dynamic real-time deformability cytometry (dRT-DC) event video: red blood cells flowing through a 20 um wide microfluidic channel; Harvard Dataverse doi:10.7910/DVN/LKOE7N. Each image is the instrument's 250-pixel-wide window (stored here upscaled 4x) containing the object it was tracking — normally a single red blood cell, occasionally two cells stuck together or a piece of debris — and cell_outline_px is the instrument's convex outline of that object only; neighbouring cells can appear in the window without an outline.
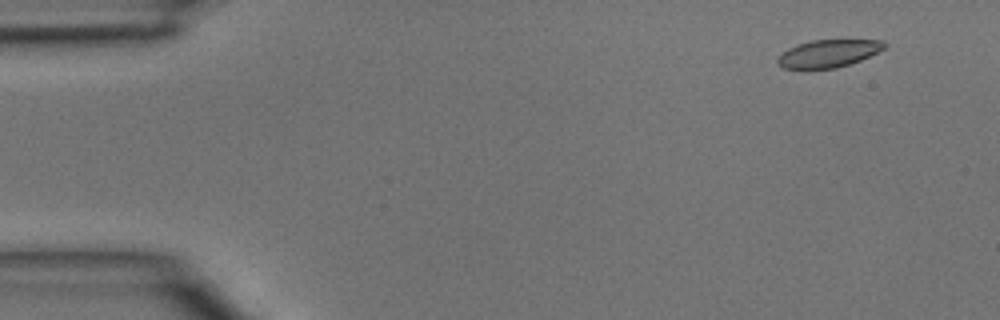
{"species": "common noctule bat (a hibernating species)", "species_latin": "Nyctalus noctula", "temperature_condition": "room temperature", "stored_images_in_passage": 45, "camera_frame_rate_fps": 3000, "um_per_image_px": 0.085, "animal": {"sex": "male", "body_mass_g": 15.6}, "frame": {"image": 1, "passage_image": 4, "time_ms": 1.0, "image_size_px": [1000, 320], "cell_outline_px": [[888, 44], [884, 48], [860, 60], [836, 68], [808, 72], [804, 72], [784, 68], [776, 64], [776, 60], [788, 48], [796, 44], [812, 40], [884, 40]], "centroid_in_image_um": [70.32, 4.59], "position_along_channel_um": 14.7, "area_um2": 17.74}}
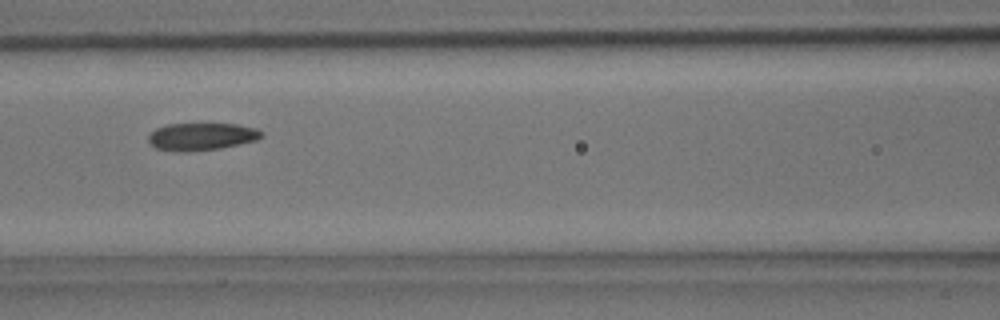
{"frame": {"image": 2, "passage_image": 20, "time_ms": 6.333, "image_size_px": [1000, 320], "cell_outline_px": [[264, 136], [256, 140], [240, 144], [220, 148], [188, 152], [176, 152], [156, 148], [148, 140], [148, 136], [156, 128], [168, 124], [236, 124], [256, 128], [264, 132]], "centroid_in_image_um": [17.15, 11.61], "position_along_channel_um": 149.4, "area_um2": 18.15}}
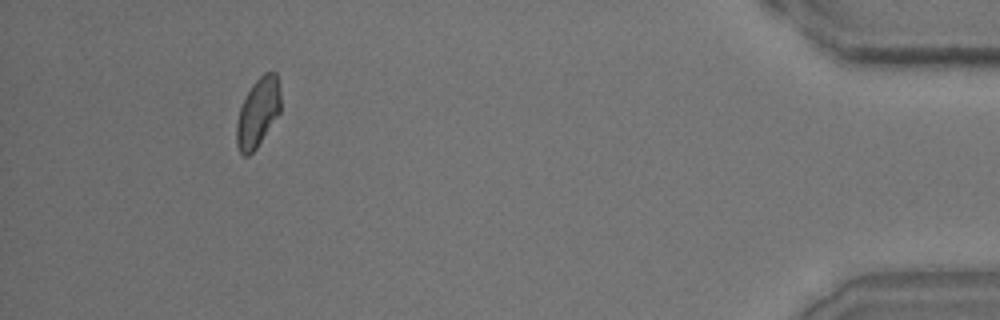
{"frame": {"image": 3, "passage_image": 42, "time_ms": 13.667, "image_size_px": [1000, 320], "cell_outline_px": [[280, 112], [256, 148], [248, 156], [244, 156], [240, 152], [236, 144], [236, 124], [240, 108], [252, 84], [264, 72], [276, 72], [280, 88]], "centroid_in_image_um": [21.92, 9.56], "position_along_channel_um": 413.3, "area_um2": 17.57}}